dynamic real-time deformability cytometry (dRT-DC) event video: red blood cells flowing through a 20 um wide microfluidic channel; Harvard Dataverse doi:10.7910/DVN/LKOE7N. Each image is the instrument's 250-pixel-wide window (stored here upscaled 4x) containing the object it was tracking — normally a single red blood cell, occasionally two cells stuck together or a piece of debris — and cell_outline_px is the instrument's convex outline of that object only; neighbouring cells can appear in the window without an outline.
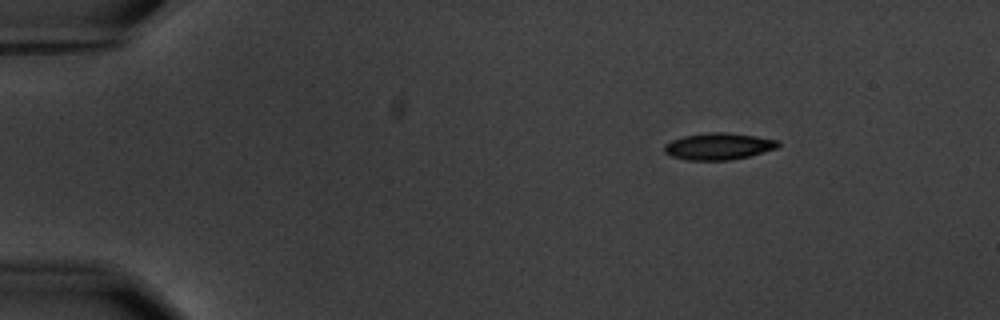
{"species": "common noctule bat (a hibernating species)", "species_latin": "Nyctalus noctula", "temperature_condition": "warm", "stored_images_in_passage": 6, "camera_frame_rate_fps": 3000, "um_per_image_px": 0.085, "animal": {"sex": "male", "body_mass_g": 20.1, "forearm_length_mm": 53.5}, "frame": {"image": 1, "passage_image": 2, "time_ms": 1.333, "image_size_px": [1000, 320], "cell_outline_px": [[780, 144], [776, 148], [748, 156], [732, 160], [688, 160], [672, 156], [664, 152], [664, 144], [672, 140], [684, 136], [708, 132], [724, 132], [756, 136], [780, 140]], "centroid_in_image_um": [61.07, 12.43], "position_along_channel_um": 23.9, "area_um2": 17.69}}
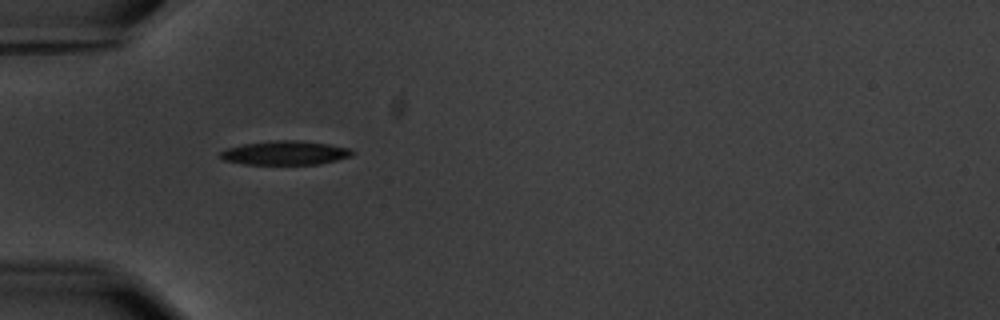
{"frame": {"image": 2, "passage_image": 5, "time_ms": 4.667, "image_size_px": [1000, 320], "cell_outline_px": [[356, 152], [352, 156], [320, 164], [244, 164], [224, 160], [220, 156], [220, 152], [224, 148], [244, 144], [276, 140], [300, 140], [328, 144], [352, 148]], "centroid_in_image_um": [24.27, 12.99], "position_along_channel_um": 60.7, "area_um2": 18.55}}